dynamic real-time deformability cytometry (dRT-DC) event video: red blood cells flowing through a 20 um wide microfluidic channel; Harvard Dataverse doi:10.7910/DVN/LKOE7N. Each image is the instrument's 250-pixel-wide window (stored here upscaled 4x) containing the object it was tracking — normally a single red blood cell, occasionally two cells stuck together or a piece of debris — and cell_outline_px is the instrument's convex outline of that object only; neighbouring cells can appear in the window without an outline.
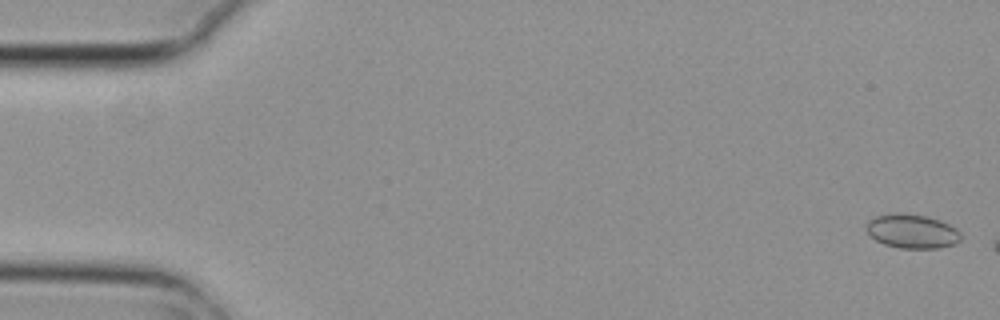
{"species": "common noctule bat (a hibernating species)", "species_latin": "Nyctalus noctula", "temperature_condition": "cold", "stored_images_in_passage": 3, "camera_frame_rate_fps": 3000, "um_per_image_px": 0.085, "animal": {"sex": "female", "body_mass_g": 29.2, "forearm_length_mm": 56.3}, "frame": {"image": 1, "passage_image": 1, "time_ms": 0.0, "image_size_px": [1000, 320], "cell_outline_px": [[960, 240], [952, 244], [940, 248], [900, 248], [884, 244], [876, 240], [868, 232], [868, 220], [876, 216], [924, 216], [940, 220], [956, 228], [960, 232]], "centroid_in_image_um": [77.58, 19.71], "position_along_channel_um": 7.4, "area_um2": 17.8}}